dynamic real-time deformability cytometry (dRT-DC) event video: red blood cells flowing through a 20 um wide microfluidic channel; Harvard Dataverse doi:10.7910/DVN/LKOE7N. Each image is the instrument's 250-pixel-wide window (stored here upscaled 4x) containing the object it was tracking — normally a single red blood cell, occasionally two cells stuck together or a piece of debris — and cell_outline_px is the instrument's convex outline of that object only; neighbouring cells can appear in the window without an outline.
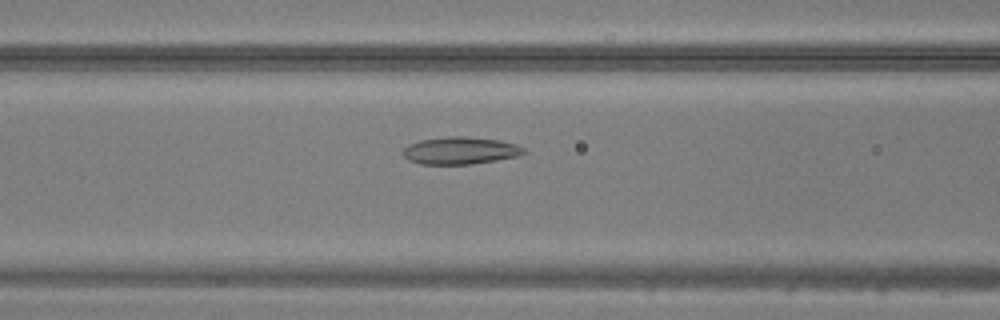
{"species": "common noctule bat (a hibernating species)", "species_latin": "Nyctalus noctula", "temperature_condition": "warm", "stored_images_in_passage": 49, "camera_frame_rate_fps": 3000, "um_per_image_px": 0.085, "animal": {"sex": "male", "body_mass_g": 20.5, "forearm_length_mm": 52.5}, "frame": {"image": 1, "passage_image": 21, "time_ms": 6.667, "image_size_px": [1000, 320], "cell_outline_px": [[528, 152], [520, 156], [472, 164], [420, 164], [408, 160], [400, 152], [408, 144], [420, 140], [448, 136], [464, 136], [500, 140], [516, 144], [524, 148]], "centroid_in_image_um": [39.12, 12.8], "position_along_channel_um": 127.5, "area_um2": 19.48}}
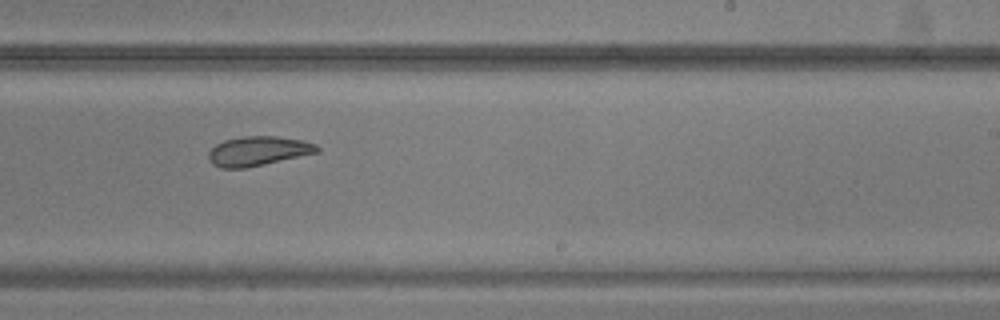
{"frame": {"image": 2, "passage_image": 31, "time_ms": 10.0, "image_size_px": [1000, 320], "cell_outline_px": [[320, 152], [264, 164], [244, 168], [220, 168], [212, 164], [208, 160], [208, 152], [216, 144], [224, 140], [240, 136], [276, 136], [304, 140], [316, 144], [320, 148]], "centroid_in_image_um": [21.94, 12.83], "position_along_channel_um": 267.1, "area_um2": 18.79}}
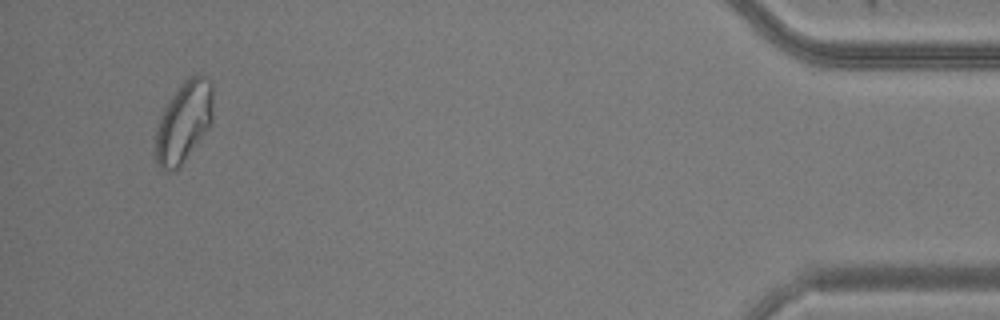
{"frame": {"image": 3, "passage_image": 47, "time_ms": 15.333, "image_size_px": [1000, 320], "cell_outline_px": [[212, 124], [176, 172], [164, 172], [156, 164], [156, 132], [164, 108], [180, 84], [188, 76], [200, 76], [208, 80], [212, 84]], "centroid_in_image_um": [15.62, 10.42], "position_along_channel_um": 419.6, "area_um2": 26.99}}